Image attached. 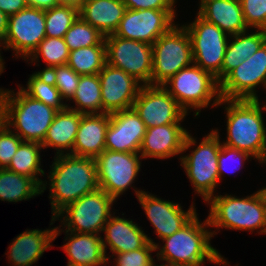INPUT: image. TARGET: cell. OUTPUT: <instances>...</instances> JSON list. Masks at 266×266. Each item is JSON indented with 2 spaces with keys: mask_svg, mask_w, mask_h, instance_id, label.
I'll list each match as a JSON object with an SVG mask.
<instances>
[{
  "mask_svg": "<svg viewBox=\"0 0 266 266\" xmlns=\"http://www.w3.org/2000/svg\"><path fill=\"white\" fill-rule=\"evenodd\" d=\"M53 159L47 176L49 181L44 180L41 186V193L49 187L51 218L68 204L100 188L94 158L60 154Z\"/></svg>",
  "mask_w": 266,
  "mask_h": 266,
  "instance_id": "cell-1",
  "label": "cell"
},
{
  "mask_svg": "<svg viewBox=\"0 0 266 266\" xmlns=\"http://www.w3.org/2000/svg\"><path fill=\"white\" fill-rule=\"evenodd\" d=\"M249 99H221L218 106L225 108L226 141L222 144L247 152L259 164L266 165V104ZM266 103V101H265ZM262 105V106H261Z\"/></svg>",
  "mask_w": 266,
  "mask_h": 266,
  "instance_id": "cell-2",
  "label": "cell"
},
{
  "mask_svg": "<svg viewBox=\"0 0 266 266\" xmlns=\"http://www.w3.org/2000/svg\"><path fill=\"white\" fill-rule=\"evenodd\" d=\"M198 216L197 213L180 230L163 238V246L156 243L157 261L185 266H204L206 261L216 265H230L227 258L211 245L213 235L208 218L202 222Z\"/></svg>",
  "mask_w": 266,
  "mask_h": 266,
  "instance_id": "cell-3",
  "label": "cell"
},
{
  "mask_svg": "<svg viewBox=\"0 0 266 266\" xmlns=\"http://www.w3.org/2000/svg\"><path fill=\"white\" fill-rule=\"evenodd\" d=\"M213 237L220 228L266 235V198L261 189L245 197L215 194L206 202Z\"/></svg>",
  "mask_w": 266,
  "mask_h": 266,
  "instance_id": "cell-4",
  "label": "cell"
},
{
  "mask_svg": "<svg viewBox=\"0 0 266 266\" xmlns=\"http://www.w3.org/2000/svg\"><path fill=\"white\" fill-rule=\"evenodd\" d=\"M219 133V129L212 128L197 145V138L188 132L179 159L195 194L205 202L215 195L216 188L220 186L217 161L222 141ZM188 150H191V153L185 155Z\"/></svg>",
  "mask_w": 266,
  "mask_h": 266,
  "instance_id": "cell-5",
  "label": "cell"
},
{
  "mask_svg": "<svg viewBox=\"0 0 266 266\" xmlns=\"http://www.w3.org/2000/svg\"><path fill=\"white\" fill-rule=\"evenodd\" d=\"M17 86L16 92L14 89L5 91L2 122L23 141L42 144L58 111L30 97Z\"/></svg>",
  "mask_w": 266,
  "mask_h": 266,
  "instance_id": "cell-6",
  "label": "cell"
},
{
  "mask_svg": "<svg viewBox=\"0 0 266 266\" xmlns=\"http://www.w3.org/2000/svg\"><path fill=\"white\" fill-rule=\"evenodd\" d=\"M162 86L187 114L195 111L194 118L208 106L218 107L221 101L220 83L212 74L195 64L179 70Z\"/></svg>",
  "mask_w": 266,
  "mask_h": 266,
  "instance_id": "cell-7",
  "label": "cell"
},
{
  "mask_svg": "<svg viewBox=\"0 0 266 266\" xmlns=\"http://www.w3.org/2000/svg\"><path fill=\"white\" fill-rule=\"evenodd\" d=\"M192 64L191 38L185 27L177 23L152 44L151 85H163Z\"/></svg>",
  "mask_w": 266,
  "mask_h": 266,
  "instance_id": "cell-8",
  "label": "cell"
},
{
  "mask_svg": "<svg viewBox=\"0 0 266 266\" xmlns=\"http://www.w3.org/2000/svg\"><path fill=\"white\" fill-rule=\"evenodd\" d=\"M114 202L112 196L99 188L68 204L54 218L60 220L63 231L100 235L114 213L111 210Z\"/></svg>",
  "mask_w": 266,
  "mask_h": 266,
  "instance_id": "cell-9",
  "label": "cell"
},
{
  "mask_svg": "<svg viewBox=\"0 0 266 266\" xmlns=\"http://www.w3.org/2000/svg\"><path fill=\"white\" fill-rule=\"evenodd\" d=\"M95 160L99 187L115 200L129 188H133L136 198L144 192L132 185L141 171L143 159L139 153L105 149Z\"/></svg>",
  "mask_w": 266,
  "mask_h": 266,
  "instance_id": "cell-10",
  "label": "cell"
},
{
  "mask_svg": "<svg viewBox=\"0 0 266 266\" xmlns=\"http://www.w3.org/2000/svg\"><path fill=\"white\" fill-rule=\"evenodd\" d=\"M192 44L193 64L212 74L221 82V68L229 35L198 14L191 23L183 24Z\"/></svg>",
  "mask_w": 266,
  "mask_h": 266,
  "instance_id": "cell-11",
  "label": "cell"
},
{
  "mask_svg": "<svg viewBox=\"0 0 266 266\" xmlns=\"http://www.w3.org/2000/svg\"><path fill=\"white\" fill-rule=\"evenodd\" d=\"M46 37L45 10L27 7L8 18V29L0 43L4 50L13 51V58L27 60Z\"/></svg>",
  "mask_w": 266,
  "mask_h": 266,
  "instance_id": "cell-12",
  "label": "cell"
},
{
  "mask_svg": "<svg viewBox=\"0 0 266 266\" xmlns=\"http://www.w3.org/2000/svg\"><path fill=\"white\" fill-rule=\"evenodd\" d=\"M104 40L107 64L122 69L143 85H151L152 45L114 34L105 36Z\"/></svg>",
  "mask_w": 266,
  "mask_h": 266,
  "instance_id": "cell-13",
  "label": "cell"
},
{
  "mask_svg": "<svg viewBox=\"0 0 266 266\" xmlns=\"http://www.w3.org/2000/svg\"><path fill=\"white\" fill-rule=\"evenodd\" d=\"M260 86L266 90V42L220 82L221 99L256 100Z\"/></svg>",
  "mask_w": 266,
  "mask_h": 266,
  "instance_id": "cell-14",
  "label": "cell"
},
{
  "mask_svg": "<svg viewBox=\"0 0 266 266\" xmlns=\"http://www.w3.org/2000/svg\"><path fill=\"white\" fill-rule=\"evenodd\" d=\"M176 12V10L126 9L114 35L152 45L175 25L174 20L178 16Z\"/></svg>",
  "mask_w": 266,
  "mask_h": 266,
  "instance_id": "cell-15",
  "label": "cell"
},
{
  "mask_svg": "<svg viewBox=\"0 0 266 266\" xmlns=\"http://www.w3.org/2000/svg\"><path fill=\"white\" fill-rule=\"evenodd\" d=\"M132 108L146 129L181 124L188 115L162 85H143Z\"/></svg>",
  "mask_w": 266,
  "mask_h": 266,
  "instance_id": "cell-16",
  "label": "cell"
},
{
  "mask_svg": "<svg viewBox=\"0 0 266 266\" xmlns=\"http://www.w3.org/2000/svg\"><path fill=\"white\" fill-rule=\"evenodd\" d=\"M137 200L161 240L180 230L197 214L194 201L189 209L183 210L178 202L161 199L149 191L142 192Z\"/></svg>",
  "mask_w": 266,
  "mask_h": 266,
  "instance_id": "cell-17",
  "label": "cell"
},
{
  "mask_svg": "<svg viewBox=\"0 0 266 266\" xmlns=\"http://www.w3.org/2000/svg\"><path fill=\"white\" fill-rule=\"evenodd\" d=\"M103 113L130 109L143 84L122 69L105 64L98 74Z\"/></svg>",
  "mask_w": 266,
  "mask_h": 266,
  "instance_id": "cell-18",
  "label": "cell"
},
{
  "mask_svg": "<svg viewBox=\"0 0 266 266\" xmlns=\"http://www.w3.org/2000/svg\"><path fill=\"white\" fill-rule=\"evenodd\" d=\"M145 133L146 126L133 108L110 113L105 149L139 153Z\"/></svg>",
  "mask_w": 266,
  "mask_h": 266,
  "instance_id": "cell-19",
  "label": "cell"
},
{
  "mask_svg": "<svg viewBox=\"0 0 266 266\" xmlns=\"http://www.w3.org/2000/svg\"><path fill=\"white\" fill-rule=\"evenodd\" d=\"M102 233L103 249L107 258V249L112 255L124 253L143 248L148 242L156 245L155 242L144 229L134 222L133 219H127L124 216H115V212L110 216L105 224Z\"/></svg>",
  "mask_w": 266,
  "mask_h": 266,
  "instance_id": "cell-20",
  "label": "cell"
},
{
  "mask_svg": "<svg viewBox=\"0 0 266 266\" xmlns=\"http://www.w3.org/2000/svg\"><path fill=\"white\" fill-rule=\"evenodd\" d=\"M189 131L182 124H167L146 129L139 150L142 159H168L182 154Z\"/></svg>",
  "mask_w": 266,
  "mask_h": 266,
  "instance_id": "cell-21",
  "label": "cell"
},
{
  "mask_svg": "<svg viewBox=\"0 0 266 266\" xmlns=\"http://www.w3.org/2000/svg\"><path fill=\"white\" fill-rule=\"evenodd\" d=\"M64 232L66 242L60 248L67 255V264L73 266H107L109 260L106 258L102 236L99 234H87L63 231L60 226L54 227V241ZM107 264V265H106Z\"/></svg>",
  "mask_w": 266,
  "mask_h": 266,
  "instance_id": "cell-22",
  "label": "cell"
},
{
  "mask_svg": "<svg viewBox=\"0 0 266 266\" xmlns=\"http://www.w3.org/2000/svg\"><path fill=\"white\" fill-rule=\"evenodd\" d=\"M55 218L52 217L47 229H27L12 240L8 247V263L11 266H32L50 247L53 248ZM52 244V245H51Z\"/></svg>",
  "mask_w": 266,
  "mask_h": 266,
  "instance_id": "cell-23",
  "label": "cell"
},
{
  "mask_svg": "<svg viewBox=\"0 0 266 266\" xmlns=\"http://www.w3.org/2000/svg\"><path fill=\"white\" fill-rule=\"evenodd\" d=\"M196 14L232 36L249 30L240 0H200Z\"/></svg>",
  "mask_w": 266,
  "mask_h": 266,
  "instance_id": "cell-24",
  "label": "cell"
},
{
  "mask_svg": "<svg viewBox=\"0 0 266 266\" xmlns=\"http://www.w3.org/2000/svg\"><path fill=\"white\" fill-rule=\"evenodd\" d=\"M109 113L83 114L73 145V155L96 159L105 150Z\"/></svg>",
  "mask_w": 266,
  "mask_h": 266,
  "instance_id": "cell-25",
  "label": "cell"
},
{
  "mask_svg": "<svg viewBox=\"0 0 266 266\" xmlns=\"http://www.w3.org/2000/svg\"><path fill=\"white\" fill-rule=\"evenodd\" d=\"M82 115L68 108L58 111L41 144L43 150L51 147L56 150L55 155H73V145Z\"/></svg>",
  "mask_w": 266,
  "mask_h": 266,
  "instance_id": "cell-26",
  "label": "cell"
},
{
  "mask_svg": "<svg viewBox=\"0 0 266 266\" xmlns=\"http://www.w3.org/2000/svg\"><path fill=\"white\" fill-rule=\"evenodd\" d=\"M126 6L122 0H91L79 7V16L104 36L114 34Z\"/></svg>",
  "mask_w": 266,
  "mask_h": 266,
  "instance_id": "cell-27",
  "label": "cell"
},
{
  "mask_svg": "<svg viewBox=\"0 0 266 266\" xmlns=\"http://www.w3.org/2000/svg\"><path fill=\"white\" fill-rule=\"evenodd\" d=\"M250 31L251 29L229 37L221 68V81L266 42V30Z\"/></svg>",
  "mask_w": 266,
  "mask_h": 266,
  "instance_id": "cell-28",
  "label": "cell"
},
{
  "mask_svg": "<svg viewBox=\"0 0 266 266\" xmlns=\"http://www.w3.org/2000/svg\"><path fill=\"white\" fill-rule=\"evenodd\" d=\"M42 195L41 186L31 177L0 169V200L20 202Z\"/></svg>",
  "mask_w": 266,
  "mask_h": 266,
  "instance_id": "cell-29",
  "label": "cell"
},
{
  "mask_svg": "<svg viewBox=\"0 0 266 266\" xmlns=\"http://www.w3.org/2000/svg\"><path fill=\"white\" fill-rule=\"evenodd\" d=\"M71 100L75 106L67 104L68 109L82 114L103 113L101 83L98 74L81 75Z\"/></svg>",
  "mask_w": 266,
  "mask_h": 266,
  "instance_id": "cell-30",
  "label": "cell"
},
{
  "mask_svg": "<svg viewBox=\"0 0 266 266\" xmlns=\"http://www.w3.org/2000/svg\"><path fill=\"white\" fill-rule=\"evenodd\" d=\"M42 145L37 142L22 141L6 169L34 179L40 186L43 180L39 176H46L41 166Z\"/></svg>",
  "mask_w": 266,
  "mask_h": 266,
  "instance_id": "cell-31",
  "label": "cell"
},
{
  "mask_svg": "<svg viewBox=\"0 0 266 266\" xmlns=\"http://www.w3.org/2000/svg\"><path fill=\"white\" fill-rule=\"evenodd\" d=\"M107 63L106 44L103 39L98 45L72 50L67 65L77 74H99Z\"/></svg>",
  "mask_w": 266,
  "mask_h": 266,
  "instance_id": "cell-32",
  "label": "cell"
},
{
  "mask_svg": "<svg viewBox=\"0 0 266 266\" xmlns=\"http://www.w3.org/2000/svg\"><path fill=\"white\" fill-rule=\"evenodd\" d=\"M26 85L24 87L19 84L20 88L30 97L55 108L57 111H62L67 108V103L62 99L59 90L53 84L47 72L35 71L29 75Z\"/></svg>",
  "mask_w": 266,
  "mask_h": 266,
  "instance_id": "cell-33",
  "label": "cell"
},
{
  "mask_svg": "<svg viewBox=\"0 0 266 266\" xmlns=\"http://www.w3.org/2000/svg\"><path fill=\"white\" fill-rule=\"evenodd\" d=\"M69 53L70 51L64 38L45 37L26 61H31L28 64L34 63L36 65L40 62L39 58L42 57L46 67L40 72H47L53 67L66 65Z\"/></svg>",
  "mask_w": 266,
  "mask_h": 266,
  "instance_id": "cell-34",
  "label": "cell"
},
{
  "mask_svg": "<svg viewBox=\"0 0 266 266\" xmlns=\"http://www.w3.org/2000/svg\"><path fill=\"white\" fill-rule=\"evenodd\" d=\"M79 17V8L72 5L59 4L45 10L46 37L64 38L71 25Z\"/></svg>",
  "mask_w": 266,
  "mask_h": 266,
  "instance_id": "cell-35",
  "label": "cell"
},
{
  "mask_svg": "<svg viewBox=\"0 0 266 266\" xmlns=\"http://www.w3.org/2000/svg\"><path fill=\"white\" fill-rule=\"evenodd\" d=\"M104 37L105 36L95 27L85 22L79 16L66 32L64 40L69 51H72L83 47L98 45Z\"/></svg>",
  "mask_w": 266,
  "mask_h": 266,
  "instance_id": "cell-36",
  "label": "cell"
},
{
  "mask_svg": "<svg viewBox=\"0 0 266 266\" xmlns=\"http://www.w3.org/2000/svg\"><path fill=\"white\" fill-rule=\"evenodd\" d=\"M53 84L59 90L62 99L70 102L77 89L80 75L71 69L67 64L51 68L47 71Z\"/></svg>",
  "mask_w": 266,
  "mask_h": 266,
  "instance_id": "cell-37",
  "label": "cell"
},
{
  "mask_svg": "<svg viewBox=\"0 0 266 266\" xmlns=\"http://www.w3.org/2000/svg\"><path fill=\"white\" fill-rule=\"evenodd\" d=\"M254 157L247 152L240 151L236 148L229 147L225 144H221V148L218 154V173L219 181L225 177V172L236 173L238 170L244 168L245 161L252 160Z\"/></svg>",
  "mask_w": 266,
  "mask_h": 266,
  "instance_id": "cell-38",
  "label": "cell"
},
{
  "mask_svg": "<svg viewBox=\"0 0 266 266\" xmlns=\"http://www.w3.org/2000/svg\"><path fill=\"white\" fill-rule=\"evenodd\" d=\"M156 253L155 245L148 242L143 248L129 252L117 253L114 255L107 254V259L113 258L115 266H151L155 258L152 253Z\"/></svg>",
  "mask_w": 266,
  "mask_h": 266,
  "instance_id": "cell-39",
  "label": "cell"
},
{
  "mask_svg": "<svg viewBox=\"0 0 266 266\" xmlns=\"http://www.w3.org/2000/svg\"><path fill=\"white\" fill-rule=\"evenodd\" d=\"M249 29L266 30V0H240Z\"/></svg>",
  "mask_w": 266,
  "mask_h": 266,
  "instance_id": "cell-40",
  "label": "cell"
},
{
  "mask_svg": "<svg viewBox=\"0 0 266 266\" xmlns=\"http://www.w3.org/2000/svg\"><path fill=\"white\" fill-rule=\"evenodd\" d=\"M23 140L3 122L0 124V169L8 167Z\"/></svg>",
  "mask_w": 266,
  "mask_h": 266,
  "instance_id": "cell-41",
  "label": "cell"
},
{
  "mask_svg": "<svg viewBox=\"0 0 266 266\" xmlns=\"http://www.w3.org/2000/svg\"><path fill=\"white\" fill-rule=\"evenodd\" d=\"M126 9L131 10H175L176 0H122Z\"/></svg>",
  "mask_w": 266,
  "mask_h": 266,
  "instance_id": "cell-42",
  "label": "cell"
},
{
  "mask_svg": "<svg viewBox=\"0 0 266 266\" xmlns=\"http://www.w3.org/2000/svg\"><path fill=\"white\" fill-rule=\"evenodd\" d=\"M26 0H0V10L8 17L27 8Z\"/></svg>",
  "mask_w": 266,
  "mask_h": 266,
  "instance_id": "cell-43",
  "label": "cell"
},
{
  "mask_svg": "<svg viewBox=\"0 0 266 266\" xmlns=\"http://www.w3.org/2000/svg\"><path fill=\"white\" fill-rule=\"evenodd\" d=\"M28 7L37 8L41 10L51 9L59 5L58 0H26Z\"/></svg>",
  "mask_w": 266,
  "mask_h": 266,
  "instance_id": "cell-44",
  "label": "cell"
},
{
  "mask_svg": "<svg viewBox=\"0 0 266 266\" xmlns=\"http://www.w3.org/2000/svg\"><path fill=\"white\" fill-rule=\"evenodd\" d=\"M8 16L0 10V43L3 41L8 29Z\"/></svg>",
  "mask_w": 266,
  "mask_h": 266,
  "instance_id": "cell-45",
  "label": "cell"
},
{
  "mask_svg": "<svg viewBox=\"0 0 266 266\" xmlns=\"http://www.w3.org/2000/svg\"><path fill=\"white\" fill-rule=\"evenodd\" d=\"M58 4L72 5L79 8L82 5V0H58Z\"/></svg>",
  "mask_w": 266,
  "mask_h": 266,
  "instance_id": "cell-46",
  "label": "cell"
},
{
  "mask_svg": "<svg viewBox=\"0 0 266 266\" xmlns=\"http://www.w3.org/2000/svg\"><path fill=\"white\" fill-rule=\"evenodd\" d=\"M7 90L3 88H0V124L2 123V116H3V97L5 94V91Z\"/></svg>",
  "mask_w": 266,
  "mask_h": 266,
  "instance_id": "cell-47",
  "label": "cell"
},
{
  "mask_svg": "<svg viewBox=\"0 0 266 266\" xmlns=\"http://www.w3.org/2000/svg\"><path fill=\"white\" fill-rule=\"evenodd\" d=\"M151 266H185V265H178L173 263H167V262H161L160 265L156 264V261L154 260Z\"/></svg>",
  "mask_w": 266,
  "mask_h": 266,
  "instance_id": "cell-48",
  "label": "cell"
},
{
  "mask_svg": "<svg viewBox=\"0 0 266 266\" xmlns=\"http://www.w3.org/2000/svg\"><path fill=\"white\" fill-rule=\"evenodd\" d=\"M0 49H1V46H0ZM0 52H1V50H0ZM4 69H5V62H4V59L2 58L1 53H0V75L4 72Z\"/></svg>",
  "mask_w": 266,
  "mask_h": 266,
  "instance_id": "cell-49",
  "label": "cell"
},
{
  "mask_svg": "<svg viewBox=\"0 0 266 266\" xmlns=\"http://www.w3.org/2000/svg\"><path fill=\"white\" fill-rule=\"evenodd\" d=\"M261 190H262V192H263V194H264V196L266 198V187L263 186V188Z\"/></svg>",
  "mask_w": 266,
  "mask_h": 266,
  "instance_id": "cell-50",
  "label": "cell"
},
{
  "mask_svg": "<svg viewBox=\"0 0 266 266\" xmlns=\"http://www.w3.org/2000/svg\"><path fill=\"white\" fill-rule=\"evenodd\" d=\"M88 1H91V0H82V3H83V2H88Z\"/></svg>",
  "mask_w": 266,
  "mask_h": 266,
  "instance_id": "cell-51",
  "label": "cell"
}]
</instances>
